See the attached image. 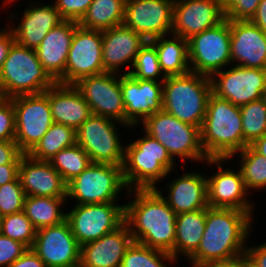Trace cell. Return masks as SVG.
Listing matches in <instances>:
<instances>
[{
	"label": "cell",
	"mask_w": 266,
	"mask_h": 267,
	"mask_svg": "<svg viewBox=\"0 0 266 267\" xmlns=\"http://www.w3.org/2000/svg\"><path fill=\"white\" fill-rule=\"evenodd\" d=\"M176 163L160 142L145 133L125 145L124 182L128 190L156 189L159 181L177 170Z\"/></svg>",
	"instance_id": "cell-4"
},
{
	"label": "cell",
	"mask_w": 266,
	"mask_h": 267,
	"mask_svg": "<svg viewBox=\"0 0 266 267\" xmlns=\"http://www.w3.org/2000/svg\"><path fill=\"white\" fill-rule=\"evenodd\" d=\"M29 2L30 4L25 7L24 13L21 14L18 25L13 22L14 20L16 21L17 12H10V23H8V26L14 34L15 42L29 49L36 50L48 32L63 22L64 19L54 3L41 4L37 0L36 2L34 0ZM11 20L13 25H11Z\"/></svg>",
	"instance_id": "cell-21"
},
{
	"label": "cell",
	"mask_w": 266,
	"mask_h": 267,
	"mask_svg": "<svg viewBox=\"0 0 266 267\" xmlns=\"http://www.w3.org/2000/svg\"><path fill=\"white\" fill-rule=\"evenodd\" d=\"M15 139V111L10 98L0 99V141Z\"/></svg>",
	"instance_id": "cell-42"
},
{
	"label": "cell",
	"mask_w": 266,
	"mask_h": 267,
	"mask_svg": "<svg viewBox=\"0 0 266 267\" xmlns=\"http://www.w3.org/2000/svg\"><path fill=\"white\" fill-rule=\"evenodd\" d=\"M124 222L135 242L170 253L174 258L177 214L156 189L127 191Z\"/></svg>",
	"instance_id": "cell-1"
},
{
	"label": "cell",
	"mask_w": 266,
	"mask_h": 267,
	"mask_svg": "<svg viewBox=\"0 0 266 267\" xmlns=\"http://www.w3.org/2000/svg\"><path fill=\"white\" fill-rule=\"evenodd\" d=\"M261 100L265 103L266 105V85L265 88L263 89L262 93H261Z\"/></svg>",
	"instance_id": "cell-53"
},
{
	"label": "cell",
	"mask_w": 266,
	"mask_h": 267,
	"mask_svg": "<svg viewBox=\"0 0 266 267\" xmlns=\"http://www.w3.org/2000/svg\"><path fill=\"white\" fill-rule=\"evenodd\" d=\"M261 0H222L225 19L250 21Z\"/></svg>",
	"instance_id": "cell-41"
},
{
	"label": "cell",
	"mask_w": 266,
	"mask_h": 267,
	"mask_svg": "<svg viewBox=\"0 0 266 267\" xmlns=\"http://www.w3.org/2000/svg\"><path fill=\"white\" fill-rule=\"evenodd\" d=\"M176 262L168 252L133 241L127 248L120 267H169V263L171 265Z\"/></svg>",
	"instance_id": "cell-36"
},
{
	"label": "cell",
	"mask_w": 266,
	"mask_h": 267,
	"mask_svg": "<svg viewBox=\"0 0 266 267\" xmlns=\"http://www.w3.org/2000/svg\"><path fill=\"white\" fill-rule=\"evenodd\" d=\"M118 124L119 127L131 128L116 120L91 114L76 130V144L86 151L92 163L123 165L125 144L119 136Z\"/></svg>",
	"instance_id": "cell-9"
},
{
	"label": "cell",
	"mask_w": 266,
	"mask_h": 267,
	"mask_svg": "<svg viewBox=\"0 0 266 267\" xmlns=\"http://www.w3.org/2000/svg\"><path fill=\"white\" fill-rule=\"evenodd\" d=\"M27 249L21 242L0 233V267H9Z\"/></svg>",
	"instance_id": "cell-44"
},
{
	"label": "cell",
	"mask_w": 266,
	"mask_h": 267,
	"mask_svg": "<svg viewBox=\"0 0 266 267\" xmlns=\"http://www.w3.org/2000/svg\"><path fill=\"white\" fill-rule=\"evenodd\" d=\"M228 159H208V166L217 167V173L207 176L208 205L211 208L236 209L248 212L254 217L255 203L248 198L240 170L232 167L223 168ZM225 162V163H224Z\"/></svg>",
	"instance_id": "cell-14"
},
{
	"label": "cell",
	"mask_w": 266,
	"mask_h": 267,
	"mask_svg": "<svg viewBox=\"0 0 266 267\" xmlns=\"http://www.w3.org/2000/svg\"><path fill=\"white\" fill-rule=\"evenodd\" d=\"M210 77L195 72L166 76L163 81L162 110L178 120L202 127L209 96Z\"/></svg>",
	"instance_id": "cell-5"
},
{
	"label": "cell",
	"mask_w": 266,
	"mask_h": 267,
	"mask_svg": "<svg viewBox=\"0 0 266 267\" xmlns=\"http://www.w3.org/2000/svg\"><path fill=\"white\" fill-rule=\"evenodd\" d=\"M205 224L206 208L176 216L174 244V259L176 261L182 256H185L187 260L197 250L203 237Z\"/></svg>",
	"instance_id": "cell-30"
},
{
	"label": "cell",
	"mask_w": 266,
	"mask_h": 267,
	"mask_svg": "<svg viewBox=\"0 0 266 267\" xmlns=\"http://www.w3.org/2000/svg\"><path fill=\"white\" fill-rule=\"evenodd\" d=\"M102 55L101 31L78 24L69 48L64 84L74 85L84 77L105 73Z\"/></svg>",
	"instance_id": "cell-15"
},
{
	"label": "cell",
	"mask_w": 266,
	"mask_h": 267,
	"mask_svg": "<svg viewBox=\"0 0 266 267\" xmlns=\"http://www.w3.org/2000/svg\"><path fill=\"white\" fill-rule=\"evenodd\" d=\"M257 153L264 156L266 158V134H264L262 137L256 139L251 145H250Z\"/></svg>",
	"instance_id": "cell-52"
},
{
	"label": "cell",
	"mask_w": 266,
	"mask_h": 267,
	"mask_svg": "<svg viewBox=\"0 0 266 267\" xmlns=\"http://www.w3.org/2000/svg\"><path fill=\"white\" fill-rule=\"evenodd\" d=\"M78 22L64 20L52 28L35 50L45 71L56 82L64 84L69 48Z\"/></svg>",
	"instance_id": "cell-25"
},
{
	"label": "cell",
	"mask_w": 266,
	"mask_h": 267,
	"mask_svg": "<svg viewBox=\"0 0 266 267\" xmlns=\"http://www.w3.org/2000/svg\"><path fill=\"white\" fill-rule=\"evenodd\" d=\"M249 267H257L249 258Z\"/></svg>",
	"instance_id": "cell-55"
},
{
	"label": "cell",
	"mask_w": 266,
	"mask_h": 267,
	"mask_svg": "<svg viewBox=\"0 0 266 267\" xmlns=\"http://www.w3.org/2000/svg\"><path fill=\"white\" fill-rule=\"evenodd\" d=\"M14 42V34L7 24L5 28L0 30V72Z\"/></svg>",
	"instance_id": "cell-46"
},
{
	"label": "cell",
	"mask_w": 266,
	"mask_h": 267,
	"mask_svg": "<svg viewBox=\"0 0 266 267\" xmlns=\"http://www.w3.org/2000/svg\"><path fill=\"white\" fill-rule=\"evenodd\" d=\"M49 162L61 175L66 184L77 177L92 163L89 155L78 144L62 149Z\"/></svg>",
	"instance_id": "cell-35"
},
{
	"label": "cell",
	"mask_w": 266,
	"mask_h": 267,
	"mask_svg": "<svg viewBox=\"0 0 266 267\" xmlns=\"http://www.w3.org/2000/svg\"><path fill=\"white\" fill-rule=\"evenodd\" d=\"M133 241L129 227L124 222L116 230L82 245L79 267H120Z\"/></svg>",
	"instance_id": "cell-26"
},
{
	"label": "cell",
	"mask_w": 266,
	"mask_h": 267,
	"mask_svg": "<svg viewBox=\"0 0 266 267\" xmlns=\"http://www.w3.org/2000/svg\"><path fill=\"white\" fill-rule=\"evenodd\" d=\"M18 178L26 196L67 197V184L49 161L21 157Z\"/></svg>",
	"instance_id": "cell-24"
},
{
	"label": "cell",
	"mask_w": 266,
	"mask_h": 267,
	"mask_svg": "<svg viewBox=\"0 0 266 267\" xmlns=\"http://www.w3.org/2000/svg\"><path fill=\"white\" fill-rule=\"evenodd\" d=\"M122 166L91 163L67 184V200H75L74 204L118 202L123 189L128 191Z\"/></svg>",
	"instance_id": "cell-8"
},
{
	"label": "cell",
	"mask_w": 266,
	"mask_h": 267,
	"mask_svg": "<svg viewBox=\"0 0 266 267\" xmlns=\"http://www.w3.org/2000/svg\"><path fill=\"white\" fill-rule=\"evenodd\" d=\"M9 267H46L44 262L32 249H27Z\"/></svg>",
	"instance_id": "cell-47"
},
{
	"label": "cell",
	"mask_w": 266,
	"mask_h": 267,
	"mask_svg": "<svg viewBox=\"0 0 266 267\" xmlns=\"http://www.w3.org/2000/svg\"><path fill=\"white\" fill-rule=\"evenodd\" d=\"M246 254L257 267H266V242L257 246L247 245Z\"/></svg>",
	"instance_id": "cell-48"
},
{
	"label": "cell",
	"mask_w": 266,
	"mask_h": 267,
	"mask_svg": "<svg viewBox=\"0 0 266 267\" xmlns=\"http://www.w3.org/2000/svg\"><path fill=\"white\" fill-rule=\"evenodd\" d=\"M224 19L222 0H175L171 34L188 40Z\"/></svg>",
	"instance_id": "cell-20"
},
{
	"label": "cell",
	"mask_w": 266,
	"mask_h": 267,
	"mask_svg": "<svg viewBox=\"0 0 266 267\" xmlns=\"http://www.w3.org/2000/svg\"><path fill=\"white\" fill-rule=\"evenodd\" d=\"M36 231L23 210L0 217V233L21 242L28 249L33 246Z\"/></svg>",
	"instance_id": "cell-38"
},
{
	"label": "cell",
	"mask_w": 266,
	"mask_h": 267,
	"mask_svg": "<svg viewBox=\"0 0 266 267\" xmlns=\"http://www.w3.org/2000/svg\"><path fill=\"white\" fill-rule=\"evenodd\" d=\"M212 94L242 106L261 99L266 85V69L247 68L233 64L229 69L214 73L211 77Z\"/></svg>",
	"instance_id": "cell-13"
},
{
	"label": "cell",
	"mask_w": 266,
	"mask_h": 267,
	"mask_svg": "<svg viewBox=\"0 0 266 267\" xmlns=\"http://www.w3.org/2000/svg\"><path fill=\"white\" fill-rule=\"evenodd\" d=\"M19 164L0 165V186L18 178Z\"/></svg>",
	"instance_id": "cell-49"
},
{
	"label": "cell",
	"mask_w": 266,
	"mask_h": 267,
	"mask_svg": "<svg viewBox=\"0 0 266 267\" xmlns=\"http://www.w3.org/2000/svg\"><path fill=\"white\" fill-rule=\"evenodd\" d=\"M101 34L104 70L117 74H129L138 52L147 40L124 24L103 30Z\"/></svg>",
	"instance_id": "cell-22"
},
{
	"label": "cell",
	"mask_w": 266,
	"mask_h": 267,
	"mask_svg": "<svg viewBox=\"0 0 266 267\" xmlns=\"http://www.w3.org/2000/svg\"><path fill=\"white\" fill-rule=\"evenodd\" d=\"M76 144V131L67 125L53 123L28 155L38 161H49L62 149Z\"/></svg>",
	"instance_id": "cell-33"
},
{
	"label": "cell",
	"mask_w": 266,
	"mask_h": 267,
	"mask_svg": "<svg viewBox=\"0 0 266 267\" xmlns=\"http://www.w3.org/2000/svg\"><path fill=\"white\" fill-rule=\"evenodd\" d=\"M231 65L266 69V34L251 21L230 20Z\"/></svg>",
	"instance_id": "cell-23"
},
{
	"label": "cell",
	"mask_w": 266,
	"mask_h": 267,
	"mask_svg": "<svg viewBox=\"0 0 266 267\" xmlns=\"http://www.w3.org/2000/svg\"><path fill=\"white\" fill-rule=\"evenodd\" d=\"M250 21L266 34V0L260 1L257 11Z\"/></svg>",
	"instance_id": "cell-51"
},
{
	"label": "cell",
	"mask_w": 266,
	"mask_h": 267,
	"mask_svg": "<svg viewBox=\"0 0 266 267\" xmlns=\"http://www.w3.org/2000/svg\"><path fill=\"white\" fill-rule=\"evenodd\" d=\"M119 202L75 204L66 220L79 245L95 241L124 223L125 205Z\"/></svg>",
	"instance_id": "cell-12"
},
{
	"label": "cell",
	"mask_w": 266,
	"mask_h": 267,
	"mask_svg": "<svg viewBox=\"0 0 266 267\" xmlns=\"http://www.w3.org/2000/svg\"><path fill=\"white\" fill-rule=\"evenodd\" d=\"M129 74L140 80H165L166 76L161 70L156 49L149 41L138 52Z\"/></svg>",
	"instance_id": "cell-39"
},
{
	"label": "cell",
	"mask_w": 266,
	"mask_h": 267,
	"mask_svg": "<svg viewBox=\"0 0 266 267\" xmlns=\"http://www.w3.org/2000/svg\"><path fill=\"white\" fill-rule=\"evenodd\" d=\"M93 0H55L54 5L64 20L79 22Z\"/></svg>",
	"instance_id": "cell-43"
},
{
	"label": "cell",
	"mask_w": 266,
	"mask_h": 267,
	"mask_svg": "<svg viewBox=\"0 0 266 267\" xmlns=\"http://www.w3.org/2000/svg\"><path fill=\"white\" fill-rule=\"evenodd\" d=\"M230 38V20L224 19L215 27L188 39L191 72L211 77L225 67H230Z\"/></svg>",
	"instance_id": "cell-10"
},
{
	"label": "cell",
	"mask_w": 266,
	"mask_h": 267,
	"mask_svg": "<svg viewBox=\"0 0 266 267\" xmlns=\"http://www.w3.org/2000/svg\"><path fill=\"white\" fill-rule=\"evenodd\" d=\"M31 249L46 267H79L81 246L67 220L36 231Z\"/></svg>",
	"instance_id": "cell-17"
},
{
	"label": "cell",
	"mask_w": 266,
	"mask_h": 267,
	"mask_svg": "<svg viewBox=\"0 0 266 267\" xmlns=\"http://www.w3.org/2000/svg\"><path fill=\"white\" fill-rule=\"evenodd\" d=\"M4 2V4H3V6L5 7V5H8L9 3L11 4V5H13V3L15 4V2L17 1V0H3Z\"/></svg>",
	"instance_id": "cell-54"
},
{
	"label": "cell",
	"mask_w": 266,
	"mask_h": 267,
	"mask_svg": "<svg viewBox=\"0 0 266 267\" xmlns=\"http://www.w3.org/2000/svg\"><path fill=\"white\" fill-rule=\"evenodd\" d=\"M25 196L19 178L0 186V217L22 211Z\"/></svg>",
	"instance_id": "cell-40"
},
{
	"label": "cell",
	"mask_w": 266,
	"mask_h": 267,
	"mask_svg": "<svg viewBox=\"0 0 266 267\" xmlns=\"http://www.w3.org/2000/svg\"><path fill=\"white\" fill-rule=\"evenodd\" d=\"M52 118L75 131L92 114L91 108L74 85L55 83L49 87Z\"/></svg>",
	"instance_id": "cell-28"
},
{
	"label": "cell",
	"mask_w": 266,
	"mask_h": 267,
	"mask_svg": "<svg viewBox=\"0 0 266 267\" xmlns=\"http://www.w3.org/2000/svg\"><path fill=\"white\" fill-rule=\"evenodd\" d=\"M198 171L199 169L183 173L182 176L168 182L166 197L158 187L156 188L177 215L209 207L207 177Z\"/></svg>",
	"instance_id": "cell-27"
},
{
	"label": "cell",
	"mask_w": 266,
	"mask_h": 267,
	"mask_svg": "<svg viewBox=\"0 0 266 267\" xmlns=\"http://www.w3.org/2000/svg\"><path fill=\"white\" fill-rule=\"evenodd\" d=\"M56 82L45 71L35 50L14 42L0 72L2 98L45 92Z\"/></svg>",
	"instance_id": "cell-6"
},
{
	"label": "cell",
	"mask_w": 266,
	"mask_h": 267,
	"mask_svg": "<svg viewBox=\"0 0 266 267\" xmlns=\"http://www.w3.org/2000/svg\"><path fill=\"white\" fill-rule=\"evenodd\" d=\"M240 107L211 94L200 128L202 148L209 159H229L248 144L243 139Z\"/></svg>",
	"instance_id": "cell-3"
},
{
	"label": "cell",
	"mask_w": 266,
	"mask_h": 267,
	"mask_svg": "<svg viewBox=\"0 0 266 267\" xmlns=\"http://www.w3.org/2000/svg\"><path fill=\"white\" fill-rule=\"evenodd\" d=\"M126 0H93L78 24L86 29L106 30L122 25Z\"/></svg>",
	"instance_id": "cell-32"
},
{
	"label": "cell",
	"mask_w": 266,
	"mask_h": 267,
	"mask_svg": "<svg viewBox=\"0 0 266 267\" xmlns=\"http://www.w3.org/2000/svg\"><path fill=\"white\" fill-rule=\"evenodd\" d=\"M175 0H126L124 25L147 41L170 35Z\"/></svg>",
	"instance_id": "cell-18"
},
{
	"label": "cell",
	"mask_w": 266,
	"mask_h": 267,
	"mask_svg": "<svg viewBox=\"0 0 266 267\" xmlns=\"http://www.w3.org/2000/svg\"><path fill=\"white\" fill-rule=\"evenodd\" d=\"M253 219L246 211L207 207L203 237L187 259L189 266L204 267L246 253Z\"/></svg>",
	"instance_id": "cell-2"
},
{
	"label": "cell",
	"mask_w": 266,
	"mask_h": 267,
	"mask_svg": "<svg viewBox=\"0 0 266 267\" xmlns=\"http://www.w3.org/2000/svg\"><path fill=\"white\" fill-rule=\"evenodd\" d=\"M240 113L243 139L251 145L256 139L266 134V105L258 99L240 106Z\"/></svg>",
	"instance_id": "cell-37"
},
{
	"label": "cell",
	"mask_w": 266,
	"mask_h": 267,
	"mask_svg": "<svg viewBox=\"0 0 266 267\" xmlns=\"http://www.w3.org/2000/svg\"><path fill=\"white\" fill-rule=\"evenodd\" d=\"M239 155V167L246 189L251 190L266 189V158L257 153L250 145L242 151L233 154L228 160H233ZM250 190V191H249Z\"/></svg>",
	"instance_id": "cell-34"
},
{
	"label": "cell",
	"mask_w": 266,
	"mask_h": 267,
	"mask_svg": "<svg viewBox=\"0 0 266 267\" xmlns=\"http://www.w3.org/2000/svg\"><path fill=\"white\" fill-rule=\"evenodd\" d=\"M120 87L125 105V125L140 126L147 117L162 110L163 82L135 79L120 74Z\"/></svg>",
	"instance_id": "cell-19"
},
{
	"label": "cell",
	"mask_w": 266,
	"mask_h": 267,
	"mask_svg": "<svg viewBox=\"0 0 266 267\" xmlns=\"http://www.w3.org/2000/svg\"><path fill=\"white\" fill-rule=\"evenodd\" d=\"M143 133L160 142L171 157L190 162H202L206 156L202 144L200 127L178 120L173 115L161 110L147 117L142 124Z\"/></svg>",
	"instance_id": "cell-7"
},
{
	"label": "cell",
	"mask_w": 266,
	"mask_h": 267,
	"mask_svg": "<svg viewBox=\"0 0 266 267\" xmlns=\"http://www.w3.org/2000/svg\"><path fill=\"white\" fill-rule=\"evenodd\" d=\"M15 111V139L19 150L28 154L54 123L49 88L42 93L10 98Z\"/></svg>",
	"instance_id": "cell-11"
},
{
	"label": "cell",
	"mask_w": 266,
	"mask_h": 267,
	"mask_svg": "<svg viewBox=\"0 0 266 267\" xmlns=\"http://www.w3.org/2000/svg\"><path fill=\"white\" fill-rule=\"evenodd\" d=\"M67 197L25 196L23 211L36 230L66 220ZM63 205V206H62Z\"/></svg>",
	"instance_id": "cell-31"
},
{
	"label": "cell",
	"mask_w": 266,
	"mask_h": 267,
	"mask_svg": "<svg viewBox=\"0 0 266 267\" xmlns=\"http://www.w3.org/2000/svg\"><path fill=\"white\" fill-rule=\"evenodd\" d=\"M204 267H249V257L244 253L238 257L210 263Z\"/></svg>",
	"instance_id": "cell-50"
},
{
	"label": "cell",
	"mask_w": 266,
	"mask_h": 267,
	"mask_svg": "<svg viewBox=\"0 0 266 267\" xmlns=\"http://www.w3.org/2000/svg\"><path fill=\"white\" fill-rule=\"evenodd\" d=\"M23 155L14 140L0 141V165L20 164Z\"/></svg>",
	"instance_id": "cell-45"
},
{
	"label": "cell",
	"mask_w": 266,
	"mask_h": 267,
	"mask_svg": "<svg viewBox=\"0 0 266 267\" xmlns=\"http://www.w3.org/2000/svg\"><path fill=\"white\" fill-rule=\"evenodd\" d=\"M74 86L90 106L92 114L125 124V105L121 94L120 74L105 72L84 77Z\"/></svg>",
	"instance_id": "cell-16"
},
{
	"label": "cell",
	"mask_w": 266,
	"mask_h": 267,
	"mask_svg": "<svg viewBox=\"0 0 266 267\" xmlns=\"http://www.w3.org/2000/svg\"><path fill=\"white\" fill-rule=\"evenodd\" d=\"M149 42L156 49L160 67L165 76L184 75L191 71L188 40L170 34L151 39Z\"/></svg>",
	"instance_id": "cell-29"
}]
</instances>
